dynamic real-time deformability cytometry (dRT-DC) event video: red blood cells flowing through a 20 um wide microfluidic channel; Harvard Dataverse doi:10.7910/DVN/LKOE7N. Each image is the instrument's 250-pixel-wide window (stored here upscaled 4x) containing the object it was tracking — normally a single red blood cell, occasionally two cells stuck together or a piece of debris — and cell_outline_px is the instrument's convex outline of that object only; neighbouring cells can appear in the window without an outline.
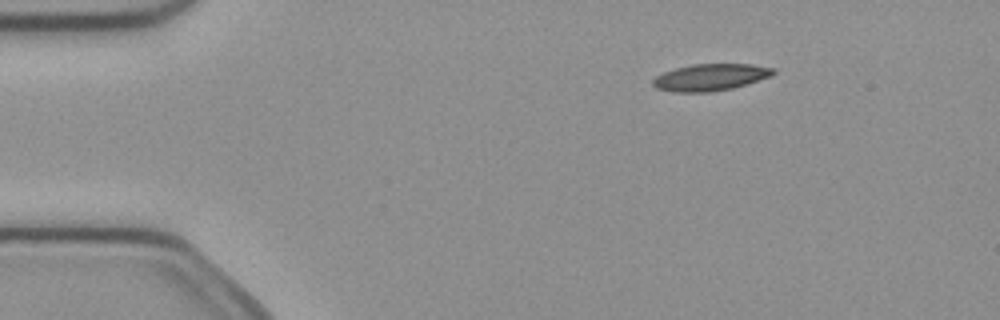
{"species": "common noctule bat (a hibernating species)", "species_latin": "Nyctalus noctula", "temperature_condition": "cold", "stored_images_in_passage": 3, "camera_frame_rate_fps": 3000, "um_per_image_px": 0.085, "animal": {"sex": "female", "body_mass_g": 21.9}, "frame": {"image": 1, "passage_image": 1, "time_ms": 0.0, "image_size_px": [1000, 320], "cell_outline_px": [[776, 72], [772, 76], [732, 88], [712, 92], [672, 92], [656, 88], [652, 84], [652, 80], [656, 76], [664, 72], [676, 68], [692, 64], [752, 64], [776, 68]], "centroid_in_image_um": [60.4, 6.57], "position_along_channel_um": 24.6, "area_um2": 18.9}}